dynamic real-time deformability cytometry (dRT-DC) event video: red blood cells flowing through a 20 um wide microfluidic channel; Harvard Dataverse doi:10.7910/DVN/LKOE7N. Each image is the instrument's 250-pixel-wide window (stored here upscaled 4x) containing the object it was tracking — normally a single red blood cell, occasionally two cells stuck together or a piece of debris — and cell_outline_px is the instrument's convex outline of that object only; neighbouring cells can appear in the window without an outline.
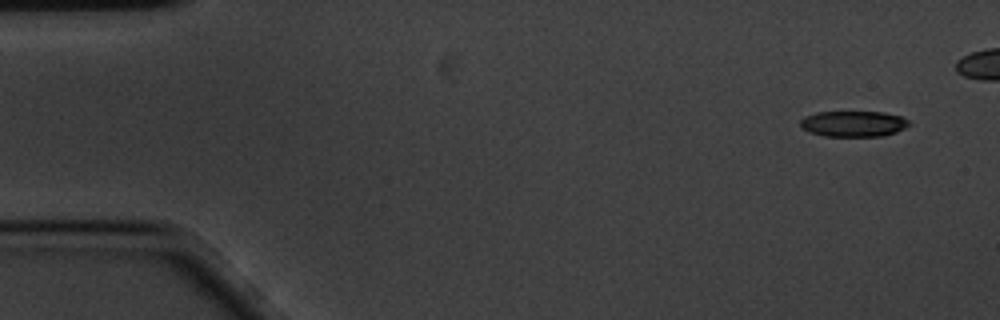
{"species": "common noctule bat (a hibernating species)", "species_latin": "Nyctalus noctula", "temperature_condition": "cold", "stored_images_in_passage": 11, "camera_frame_rate_fps": 3000, "um_per_image_px": 0.085, "animal": {"sex": "male", "body_mass_g": 20.1, "forearm_length_mm": 53.5}, "frame": {"image": 1, "passage_image": 1, "time_ms": 0.0, "image_size_px": [1000, 320], "cell_outline_px": [[912, 124], [896, 132], [884, 136], [824, 136], [812, 132], [804, 128], [800, 124], [800, 120], [804, 116], [816, 112], [884, 112], [900, 116], [908, 120]], "centroid_in_image_um": [72.57, 10.51], "position_along_channel_um": 12.4, "area_um2": 16.3}}
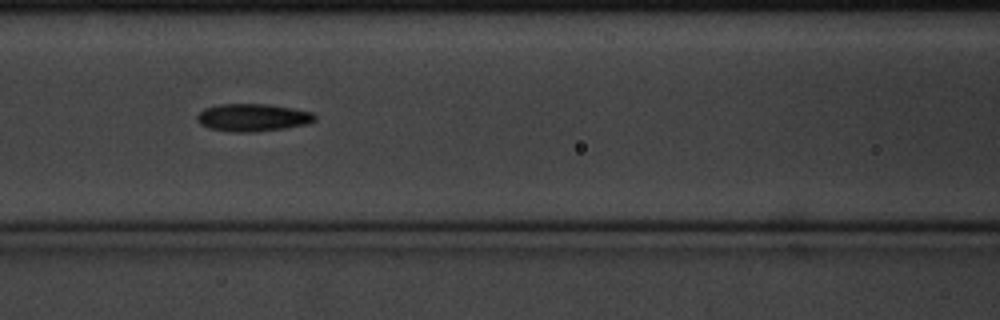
{"frame": {"image": 2, "passage_image": 7, "time_ms": 2.0, "image_size_px": [1000, 320], "cell_outline_px": [[316, 120], [308, 124], [284, 128], [252, 132], [236, 132], [208, 128], [200, 124], [196, 120], [196, 116], [204, 108], [220, 104], [268, 104], [292, 108], [312, 112], [316, 116]], "centroid_in_image_um": [21.48, 9.99], "position_along_channel_um": 145.1, "area_um2": 18.96}}
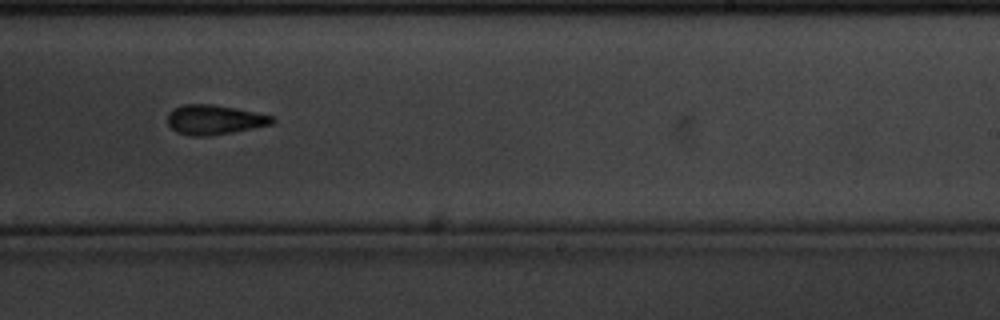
{"frame": {"image": 3, "passage_image": 10, "time_ms": 3.0, "image_size_px": [1000, 320], "cell_outline_px": [[276, 120], [272, 124], [232, 132], [208, 136], [188, 136], [176, 132], [168, 124], [168, 112], [184, 104], [212, 104], [272, 116]], "centroid_in_image_um": [18.18, 10.19], "position_along_channel_um": 270.8, "area_um2": 17.8}}